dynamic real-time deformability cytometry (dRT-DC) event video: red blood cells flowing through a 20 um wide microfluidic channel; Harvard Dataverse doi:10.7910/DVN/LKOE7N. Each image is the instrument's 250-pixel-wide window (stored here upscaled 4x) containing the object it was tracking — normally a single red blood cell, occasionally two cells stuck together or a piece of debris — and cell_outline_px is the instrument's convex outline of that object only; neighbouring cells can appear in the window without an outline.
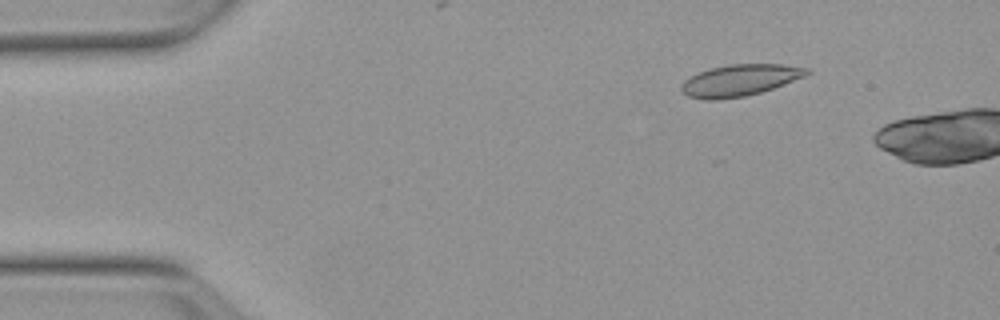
{"species": "Egyptian fruit bat (a non-hibernating species)", "species_latin": "Rousettus aegyptiacus", "temperature_condition": "warm", "stored_images_in_passage": 3, "camera_frame_rate_fps": 3000, "um_per_image_px": 0.085, "animal": {"sex": "female"}, "frame": {"image": 1, "passage_image": 1, "time_ms": 0.0, "image_size_px": [1000, 320], "cell_outline_px": [[812, 72], [804, 76], [784, 84], [760, 92], [744, 96], [716, 100], [704, 100], [688, 96], [680, 88], [680, 84], [684, 80], [700, 72], [712, 68], [728, 64], [784, 64], [808, 68]], "centroid_in_image_um": [62.88, 6.82], "position_along_channel_um": 22.1, "area_um2": 22.89}}